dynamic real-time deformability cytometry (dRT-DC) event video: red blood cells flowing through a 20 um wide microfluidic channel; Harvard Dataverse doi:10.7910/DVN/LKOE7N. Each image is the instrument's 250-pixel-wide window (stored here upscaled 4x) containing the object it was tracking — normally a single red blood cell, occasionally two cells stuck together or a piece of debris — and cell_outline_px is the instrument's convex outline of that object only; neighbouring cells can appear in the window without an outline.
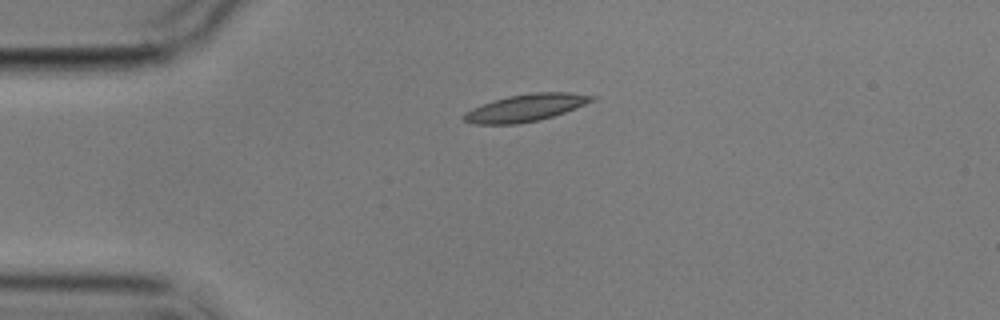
{"species": "common noctule bat (a hibernating species)", "species_latin": "Nyctalus noctula", "temperature_condition": "cold", "stored_images_in_passage": 2, "camera_frame_rate_fps": 3000, "um_per_image_px": 0.085, "animal": {"sex": "male", "body_mass_g": 17.9}, "frame": {"image": 1, "passage_image": 2, "time_ms": 1.333, "image_size_px": [1000, 320], "cell_outline_px": [[596, 100], [576, 108], [540, 120], [516, 124], [476, 124], [464, 120], [464, 112], [472, 108], [492, 100], [508, 96], [532, 92], [568, 92], [596, 96]], "centroid_in_image_um": [44.7, 9.15], "position_along_channel_um": 40.3, "area_um2": 20.29}}